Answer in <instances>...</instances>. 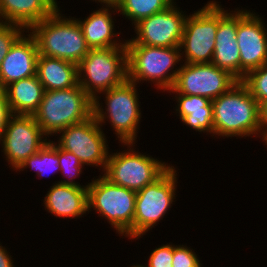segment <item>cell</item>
I'll list each match as a JSON object with an SVG mask.
<instances>
[{
    "instance_id": "6da1fadb",
    "label": "cell",
    "mask_w": 267,
    "mask_h": 267,
    "mask_svg": "<svg viewBox=\"0 0 267 267\" xmlns=\"http://www.w3.org/2000/svg\"><path fill=\"white\" fill-rule=\"evenodd\" d=\"M212 110V137H261L259 103L242 81L212 100Z\"/></svg>"
},
{
    "instance_id": "7a4b0ae2",
    "label": "cell",
    "mask_w": 267,
    "mask_h": 267,
    "mask_svg": "<svg viewBox=\"0 0 267 267\" xmlns=\"http://www.w3.org/2000/svg\"><path fill=\"white\" fill-rule=\"evenodd\" d=\"M138 87L127 79L122 84L99 93L93 99V116L96 121L101 127L108 121L116 134V140L121 144L137 142L139 123L142 118ZM100 94L105 96L103 100L105 107L100 101Z\"/></svg>"
},
{
    "instance_id": "3957f363",
    "label": "cell",
    "mask_w": 267,
    "mask_h": 267,
    "mask_svg": "<svg viewBox=\"0 0 267 267\" xmlns=\"http://www.w3.org/2000/svg\"><path fill=\"white\" fill-rule=\"evenodd\" d=\"M28 31L37 42L39 55L78 65L91 50L75 17L67 18L60 8Z\"/></svg>"
},
{
    "instance_id": "277c9868",
    "label": "cell",
    "mask_w": 267,
    "mask_h": 267,
    "mask_svg": "<svg viewBox=\"0 0 267 267\" xmlns=\"http://www.w3.org/2000/svg\"><path fill=\"white\" fill-rule=\"evenodd\" d=\"M46 137L58 133L70 125L86 121L93 116V99L77 86L44 91L38 110L33 114Z\"/></svg>"
},
{
    "instance_id": "5b68a950",
    "label": "cell",
    "mask_w": 267,
    "mask_h": 267,
    "mask_svg": "<svg viewBox=\"0 0 267 267\" xmlns=\"http://www.w3.org/2000/svg\"><path fill=\"white\" fill-rule=\"evenodd\" d=\"M127 48L128 80L138 85L150 82L157 90L167 92L174 85L181 64L180 47H152L125 44ZM177 67V68H176ZM175 68V70H174ZM166 90V91H165Z\"/></svg>"
},
{
    "instance_id": "8992f818",
    "label": "cell",
    "mask_w": 267,
    "mask_h": 267,
    "mask_svg": "<svg viewBox=\"0 0 267 267\" xmlns=\"http://www.w3.org/2000/svg\"><path fill=\"white\" fill-rule=\"evenodd\" d=\"M88 211L105 218L119 236L133 240L136 192L110 182L103 175L89 182Z\"/></svg>"
},
{
    "instance_id": "52a82bcc",
    "label": "cell",
    "mask_w": 267,
    "mask_h": 267,
    "mask_svg": "<svg viewBox=\"0 0 267 267\" xmlns=\"http://www.w3.org/2000/svg\"><path fill=\"white\" fill-rule=\"evenodd\" d=\"M127 79L126 47L91 49L78 64V83L92 99Z\"/></svg>"
},
{
    "instance_id": "ba28073f",
    "label": "cell",
    "mask_w": 267,
    "mask_h": 267,
    "mask_svg": "<svg viewBox=\"0 0 267 267\" xmlns=\"http://www.w3.org/2000/svg\"><path fill=\"white\" fill-rule=\"evenodd\" d=\"M135 143H122L126 150L109 153L102 175L110 182L138 192L158 179L171 165L136 151Z\"/></svg>"
},
{
    "instance_id": "9c48e42d",
    "label": "cell",
    "mask_w": 267,
    "mask_h": 267,
    "mask_svg": "<svg viewBox=\"0 0 267 267\" xmlns=\"http://www.w3.org/2000/svg\"><path fill=\"white\" fill-rule=\"evenodd\" d=\"M176 172L171 164L158 179L136 192L133 240L146 235L174 205L178 183Z\"/></svg>"
},
{
    "instance_id": "30bf717a",
    "label": "cell",
    "mask_w": 267,
    "mask_h": 267,
    "mask_svg": "<svg viewBox=\"0 0 267 267\" xmlns=\"http://www.w3.org/2000/svg\"><path fill=\"white\" fill-rule=\"evenodd\" d=\"M217 29L218 2L215 0L187 15L180 43L182 62L211 63Z\"/></svg>"
},
{
    "instance_id": "8fae6325",
    "label": "cell",
    "mask_w": 267,
    "mask_h": 267,
    "mask_svg": "<svg viewBox=\"0 0 267 267\" xmlns=\"http://www.w3.org/2000/svg\"><path fill=\"white\" fill-rule=\"evenodd\" d=\"M55 142L61 149L73 153L85 166L100 167L103 173L109 156L108 141L94 116L60 131Z\"/></svg>"
},
{
    "instance_id": "7c38bea8",
    "label": "cell",
    "mask_w": 267,
    "mask_h": 267,
    "mask_svg": "<svg viewBox=\"0 0 267 267\" xmlns=\"http://www.w3.org/2000/svg\"><path fill=\"white\" fill-rule=\"evenodd\" d=\"M238 80L229 72L211 63H183L177 73L174 85L167 93L196 95L211 101L224 94Z\"/></svg>"
},
{
    "instance_id": "4fadbf2b",
    "label": "cell",
    "mask_w": 267,
    "mask_h": 267,
    "mask_svg": "<svg viewBox=\"0 0 267 267\" xmlns=\"http://www.w3.org/2000/svg\"><path fill=\"white\" fill-rule=\"evenodd\" d=\"M48 141L33 115L13 114L0 140L1 152L15 171Z\"/></svg>"
},
{
    "instance_id": "5bb4252c",
    "label": "cell",
    "mask_w": 267,
    "mask_h": 267,
    "mask_svg": "<svg viewBox=\"0 0 267 267\" xmlns=\"http://www.w3.org/2000/svg\"><path fill=\"white\" fill-rule=\"evenodd\" d=\"M176 0L166 10L140 20L134 25L135 36L125 44L152 47H180L187 14L177 7ZM186 14V15H185Z\"/></svg>"
},
{
    "instance_id": "9a60e30c",
    "label": "cell",
    "mask_w": 267,
    "mask_h": 267,
    "mask_svg": "<svg viewBox=\"0 0 267 267\" xmlns=\"http://www.w3.org/2000/svg\"><path fill=\"white\" fill-rule=\"evenodd\" d=\"M259 16L254 11L237 8L236 40L240 51V81L249 71L267 63V25Z\"/></svg>"
},
{
    "instance_id": "2e32d148",
    "label": "cell",
    "mask_w": 267,
    "mask_h": 267,
    "mask_svg": "<svg viewBox=\"0 0 267 267\" xmlns=\"http://www.w3.org/2000/svg\"><path fill=\"white\" fill-rule=\"evenodd\" d=\"M237 8L225 10L218 2V29L212 63L240 81V51L236 40Z\"/></svg>"
},
{
    "instance_id": "e0dca14e",
    "label": "cell",
    "mask_w": 267,
    "mask_h": 267,
    "mask_svg": "<svg viewBox=\"0 0 267 267\" xmlns=\"http://www.w3.org/2000/svg\"><path fill=\"white\" fill-rule=\"evenodd\" d=\"M28 33V34H26ZM38 46L35 38L25 32L11 47L0 66V88L36 75Z\"/></svg>"
},
{
    "instance_id": "ac0fdd59",
    "label": "cell",
    "mask_w": 267,
    "mask_h": 267,
    "mask_svg": "<svg viewBox=\"0 0 267 267\" xmlns=\"http://www.w3.org/2000/svg\"><path fill=\"white\" fill-rule=\"evenodd\" d=\"M101 6L92 11L84 20L75 18L81 27L87 45L90 49L126 47V41L120 40V33L114 31L116 29L113 16L118 13L116 5L102 4Z\"/></svg>"
},
{
    "instance_id": "d6986e66",
    "label": "cell",
    "mask_w": 267,
    "mask_h": 267,
    "mask_svg": "<svg viewBox=\"0 0 267 267\" xmlns=\"http://www.w3.org/2000/svg\"><path fill=\"white\" fill-rule=\"evenodd\" d=\"M43 200L45 210L59 218L76 219L88 211V189L54 182ZM83 215V216H82Z\"/></svg>"
},
{
    "instance_id": "ffe728a7",
    "label": "cell",
    "mask_w": 267,
    "mask_h": 267,
    "mask_svg": "<svg viewBox=\"0 0 267 267\" xmlns=\"http://www.w3.org/2000/svg\"><path fill=\"white\" fill-rule=\"evenodd\" d=\"M57 0H0V23L22 26L27 31L52 15L60 6Z\"/></svg>"
},
{
    "instance_id": "44dd1931",
    "label": "cell",
    "mask_w": 267,
    "mask_h": 267,
    "mask_svg": "<svg viewBox=\"0 0 267 267\" xmlns=\"http://www.w3.org/2000/svg\"><path fill=\"white\" fill-rule=\"evenodd\" d=\"M175 94V114L179 116L184 125L196 132L213 135V110L212 101L196 95Z\"/></svg>"
},
{
    "instance_id": "7402d4cb",
    "label": "cell",
    "mask_w": 267,
    "mask_h": 267,
    "mask_svg": "<svg viewBox=\"0 0 267 267\" xmlns=\"http://www.w3.org/2000/svg\"><path fill=\"white\" fill-rule=\"evenodd\" d=\"M36 75L45 91L68 89L79 84L78 65L58 58L38 55Z\"/></svg>"
},
{
    "instance_id": "603a6c76",
    "label": "cell",
    "mask_w": 267,
    "mask_h": 267,
    "mask_svg": "<svg viewBox=\"0 0 267 267\" xmlns=\"http://www.w3.org/2000/svg\"><path fill=\"white\" fill-rule=\"evenodd\" d=\"M4 89L12 113L23 115L38 110L45 91L37 75L14 81Z\"/></svg>"
},
{
    "instance_id": "cb8c5ba5",
    "label": "cell",
    "mask_w": 267,
    "mask_h": 267,
    "mask_svg": "<svg viewBox=\"0 0 267 267\" xmlns=\"http://www.w3.org/2000/svg\"><path fill=\"white\" fill-rule=\"evenodd\" d=\"M173 3L174 0H119L116 8L118 14L134 26L140 20L166 10Z\"/></svg>"
},
{
    "instance_id": "d4e9b609",
    "label": "cell",
    "mask_w": 267,
    "mask_h": 267,
    "mask_svg": "<svg viewBox=\"0 0 267 267\" xmlns=\"http://www.w3.org/2000/svg\"><path fill=\"white\" fill-rule=\"evenodd\" d=\"M31 168L37 172L38 178H43L47 173L61 170L58 158V145L55 141H49L36 153L27 158L15 171H24ZM47 176V175H46Z\"/></svg>"
},
{
    "instance_id": "484cf974",
    "label": "cell",
    "mask_w": 267,
    "mask_h": 267,
    "mask_svg": "<svg viewBox=\"0 0 267 267\" xmlns=\"http://www.w3.org/2000/svg\"><path fill=\"white\" fill-rule=\"evenodd\" d=\"M58 158H59V166L61 170L59 173H62V178H68L64 180H59L58 183L72 185L77 187H88L89 183L85 185H80V183L75 181L76 177H79L82 174L84 169V165L80 162V160L71 152L61 149L58 146Z\"/></svg>"
},
{
    "instance_id": "4316f807",
    "label": "cell",
    "mask_w": 267,
    "mask_h": 267,
    "mask_svg": "<svg viewBox=\"0 0 267 267\" xmlns=\"http://www.w3.org/2000/svg\"><path fill=\"white\" fill-rule=\"evenodd\" d=\"M242 82L259 104L267 101V63L249 71Z\"/></svg>"
},
{
    "instance_id": "83f0119b",
    "label": "cell",
    "mask_w": 267,
    "mask_h": 267,
    "mask_svg": "<svg viewBox=\"0 0 267 267\" xmlns=\"http://www.w3.org/2000/svg\"><path fill=\"white\" fill-rule=\"evenodd\" d=\"M27 32L22 26L0 23V66L12 45Z\"/></svg>"
},
{
    "instance_id": "f1b7e54d",
    "label": "cell",
    "mask_w": 267,
    "mask_h": 267,
    "mask_svg": "<svg viewBox=\"0 0 267 267\" xmlns=\"http://www.w3.org/2000/svg\"><path fill=\"white\" fill-rule=\"evenodd\" d=\"M187 245H173L172 267H202L199 257Z\"/></svg>"
},
{
    "instance_id": "f546056e",
    "label": "cell",
    "mask_w": 267,
    "mask_h": 267,
    "mask_svg": "<svg viewBox=\"0 0 267 267\" xmlns=\"http://www.w3.org/2000/svg\"><path fill=\"white\" fill-rule=\"evenodd\" d=\"M173 244L167 243L156 247L148 256L146 267H172Z\"/></svg>"
},
{
    "instance_id": "4dcf8cb0",
    "label": "cell",
    "mask_w": 267,
    "mask_h": 267,
    "mask_svg": "<svg viewBox=\"0 0 267 267\" xmlns=\"http://www.w3.org/2000/svg\"><path fill=\"white\" fill-rule=\"evenodd\" d=\"M13 115L4 88H0V140L4 135L10 117Z\"/></svg>"
},
{
    "instance_id": "1f68e13d",
    "label": "cell",
    "mask_w": 267,
    "mask_h": 267,
    "mask_svg": "<svg viewBox=\"0 0 267 267\" xmlns=\"http://www.w3.org/2000/svg\"><path fill=\"white\" fill-rule=\"evenodd\" d=\"M260 111V135L262 141L267 137V101L259 104Z\"/></svg>"
},
{
    "instance_id": "d6a6232c",
    "label": "cell",
    "mask_w": 267,
    "mask_h": 267,
    "mask_svg": "<svg viewBox=\"0 0 267 267\" xmlns=\"http://www.w3.org/2000/svg\"><path fill=\"white\" fill-rule=\"evenodd\" d=\"M0 243V267H15L10 252Z\"/></svg>"
},
{
    "instance_id": "836d02e7",
    "label": "cell",
    "mask_w": 267,
    "mask_h": 267,
    "mask_svg": "<svg viewBox=\"0 0 267 267\" xmlns=\"http://www.w3.org/2000/svg\"><path fill=\"white\" fill-rule=\"evenodd\" d=\"M119 0H100V4L116 5Z\"/></svg>"
},
{
    "instance_id": "e575fe53",
    "label": "cell",
    "mask_w": 267,
    "mask_h": 267,
    "mask_svg": "<svg viewBox=\"0 0 267 267\" xmlns=\"http://www.w3.org/2000/svg\"><path fill=\"white\" fill-rule=\"evenodd\" d=\"M131 267H146V266L145 265H142V264L141 265L140 264H136V265L134 264Z\"/></svg>"
},
{
    "instance_id": "d590c367",
    "label": "cell",
    "mask_w": 267,
    "mask_h": 267,
    "mask_svg": "<svg viewBox=\"0 0 267 267\" xmlns=\"http://www.w3.org/2000/svg\"><path fill=\"white\" fill-rule=\"evenodd\" d=\"M263 143H265L264 145H267V137L264 139ZM266 149H267V147H266Z\"/></svg>"
},
{
    "instance_id": "8d00e7d4",
    "label": "cell",
    "mask_w": 267,
    "mask_h": 267,
    "mask_svg": "<svg viewBox=\"0 0 267 267\" xmlns=\"http://www.w3.org/2000/svg\"><path fill=\"white\" fill-rule=\"evenodd\" d=\"M91 1H92V0H91ZM93 1H95V3L97 2V4L100 3V0H93Z\"/></svg>"
}]
</instances>
